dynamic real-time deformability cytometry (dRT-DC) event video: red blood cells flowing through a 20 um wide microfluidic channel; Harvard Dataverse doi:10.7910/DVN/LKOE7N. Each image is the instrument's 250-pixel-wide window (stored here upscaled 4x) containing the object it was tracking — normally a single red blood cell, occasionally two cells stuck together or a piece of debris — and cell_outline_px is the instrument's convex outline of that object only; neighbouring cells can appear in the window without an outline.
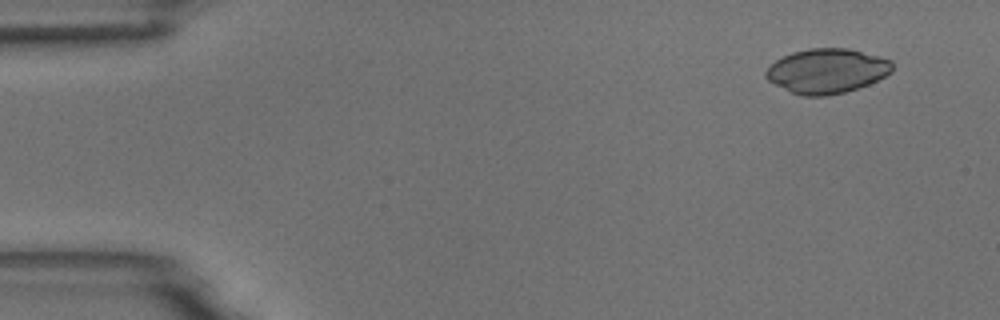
{"species": "common noctule bat (a hibernating species)", "species_latin": "Nyctalus noctula", "temperature_condition": "room temperature", "stored_images_in_passage": 4, "camera_frame_rate_fps": 3000, "um_per_image_px": 0.085, "animal": {"sex": "male", "body_mass_g": 18.8}, "frame": {"image": 1, "passage_image": 1, "time_ms": 0.0, "image_size_px": [1000, 320], "cell_outline_px": [[892, 72], [868, 84], [844, 92], [828, 96], [804, 96], [792, 92], [768, 80], [764, 76], [764, 72], [776, 60], [792, 52], [808, 48], [848, 48], [880, 56], [892, 60]], "centroid_in_image_um": [70.29, 6.02], "position_along_channel_um": 14.7, "area_um2": 32.71}}